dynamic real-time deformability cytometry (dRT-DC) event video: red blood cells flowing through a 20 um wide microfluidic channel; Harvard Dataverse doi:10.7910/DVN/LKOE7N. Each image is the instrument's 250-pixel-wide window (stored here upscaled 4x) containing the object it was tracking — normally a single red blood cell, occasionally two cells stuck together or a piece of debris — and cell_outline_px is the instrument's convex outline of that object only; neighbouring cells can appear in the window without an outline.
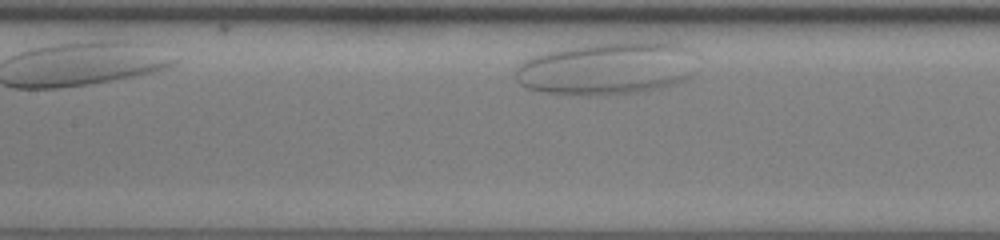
{"species": "human", "species_latin": "Homo sapiens", "temperature_condition": "room temperature", "stored_images_in_passage": 36, "camera_frame_rate_fps": 3000, "um_per_image_px": 0.085, "donor": {"sex": "female"}, "frame": {"image": 1, "passage_image": 17, "time_ms": 5.333, "image_size_px": [1000, 240], "cell_outline_px": [[692, 72], [684, 80], [676, 84], [660, 88], [636, 92], [608, 96], [584, 96], [540, 92], [524, 88], [516, 80], [516, 64], [532, 56], [544, 52], [584, 44], [620, 40], [660, 40], [676, 44], [684, 48]], "centroid_in_image_um": [51.46, 5.81], "position_along_channel_um": 155.9, "area_um2": 56.53}}
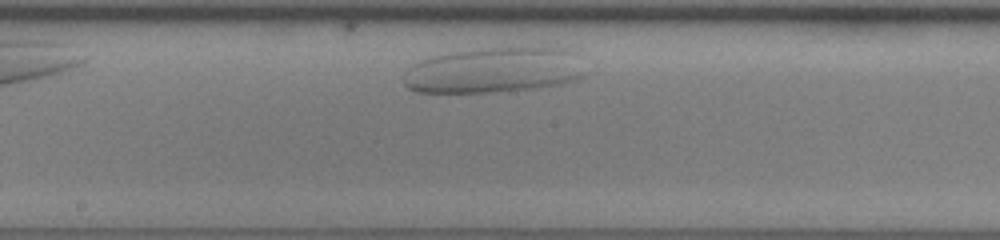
{"frame": {"image": 2, "passage_image": 26, "time_ms": 8.333, "image_size_px": [1000, 240], "cell_outline_px": [[584, 76], [572, 80], [532, 88], [488, 92], [416, 92], [408, 88], [404, 84], [404, 72], [412, 64], [420, 60], [432, 56], [472, 48], [568, 48], [576, 52]], "centroid_in_image_um": [41.91, 5.95], "position_along_channel_um": 206.3, "area_um2": 47.74}}